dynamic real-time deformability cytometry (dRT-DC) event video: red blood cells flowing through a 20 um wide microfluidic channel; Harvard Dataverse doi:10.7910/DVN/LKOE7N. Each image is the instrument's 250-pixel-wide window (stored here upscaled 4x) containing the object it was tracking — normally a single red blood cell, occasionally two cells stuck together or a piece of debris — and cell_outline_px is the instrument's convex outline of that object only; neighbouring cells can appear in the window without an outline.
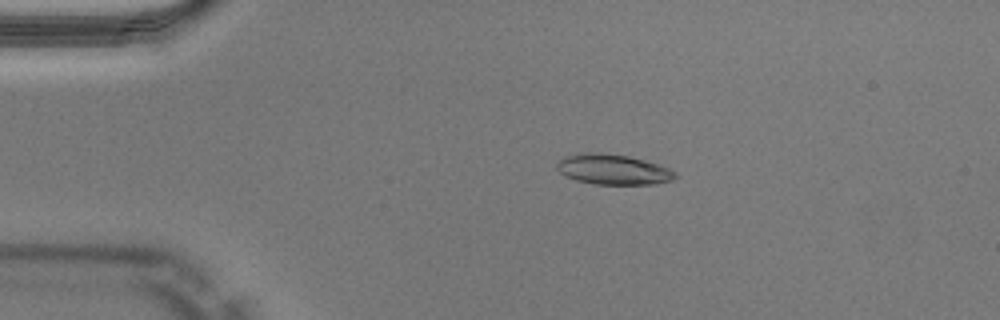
{"species": "Egyptian fruit bat (a non-hibernating species)", "species_latin": "Rousettus aegyptiacus", "temperature_condition": "warm", "stored_images_in_passage": 49, "camera_frame_rate_fps": 3000, "um_per_image_px": 0.085, "animal": {"sex": "male"}, "frame": {"image": 1, "passage_image": 9, "time_ms": 2.667, "image_size_px": [1000, 320], "cell_outline_px": [[680, 176], [672, 180], [656, 184], [592, 184], [576, 180], [564, 176], [556, 168], [556, 164], [564, 156], [584, 152], [600, 152], [628, 156], [660, 164], [676, 172]], "centroid_in_image_um": [52.12, 14.4], "position_along_channel_um": 32.9, "area_um2": 21.15}}
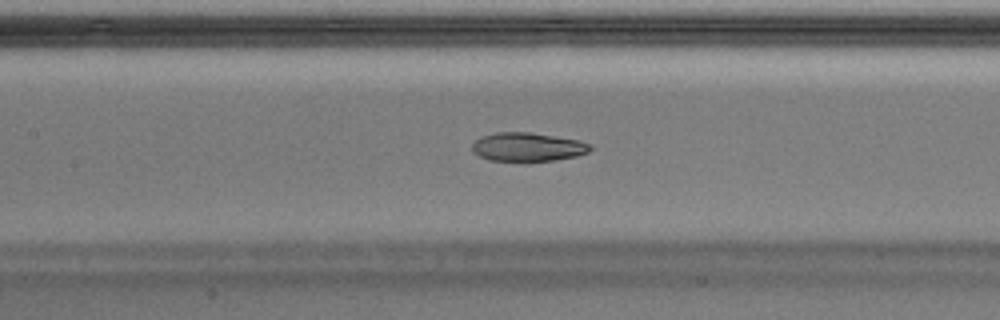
{"frame": {"image": 2, "passage_image": 22, "time_ms": 7.0, "image_size_px": [1000, 320], "cell_outline_px": [[592, 148], [588, 152], [576, 156], [556, 160], [488, 160], [472, 152], [472, 144], [476, 140], [484, 136], [496, 132], [528, 132], [580, 140], [592, 144]], "centroid_in_image_um": [44.87, 12.48], "position_along_channel_um": 162.5, "area_um2": 19.54}}
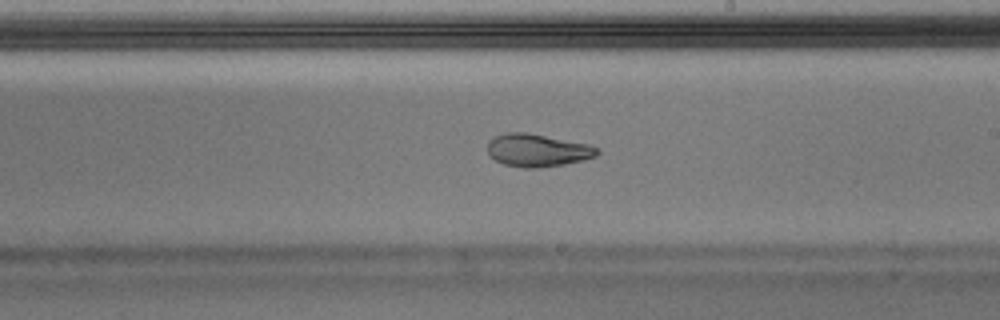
{"frame": {"image": 3, "passage_image": 28, "time_ms": 9.0, "image_size_px": [1000, 320], "cell_outline_px": [[600, 152], [596, 156], [584, 160], [564, 164], [536, 168], [524, 168], [504, 164], [496, 160], [488, 152], [488, 140], [504, 132], [524, 132], [588, 144], [600, 148]], "centroid_in_image_um": [45.7, 12.77], "position_along_channel_um": 243.3, "area_um2": 20.81}, "authors_computed_cell_mechanics": {"area_um2": 21.2704, "velocity_mm_per_s": 4.0587, "shape_relaxation_time_tau1_ms": null, "shape_relaxation_time_tau2_ms": 1.7728, "deformation_change_tau1": null, "deformation_change_tau2": 0.0771}}